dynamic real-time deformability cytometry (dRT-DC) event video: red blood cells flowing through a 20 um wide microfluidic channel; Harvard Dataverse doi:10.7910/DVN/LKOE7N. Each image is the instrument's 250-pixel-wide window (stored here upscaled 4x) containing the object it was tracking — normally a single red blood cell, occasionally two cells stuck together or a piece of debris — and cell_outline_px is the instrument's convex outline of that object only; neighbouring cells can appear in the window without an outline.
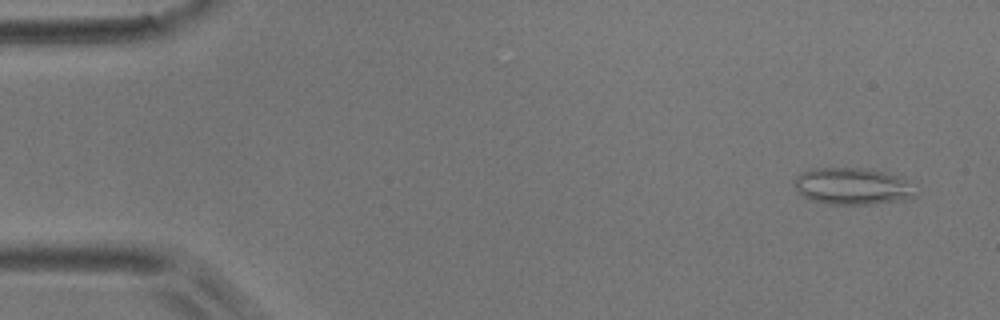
{"species": "common noctule bat (a hibernating species)", "species_latin": "Nyctalus noctula", "temperature_condition": "room temperature", "stored_images_in_passage": 53, "camera_frame_rate_fps": 3000, "um_per_image_px": 0.085, "animal": {"sex": "male", "body_mass_g": 17.9}, "frame": {"image": 1, "passage_image": 2, "time_ms": 0.333, "image_size_px": [1000, 320], "cell_outline_px": [[920, 192], [916, 196], [904, 200], [872, 204], [828, 204], [812, 200], [804, 196], [796, 188], [796, 176], [800, 172], [808, 168], [868, 168], [884, 172], [896, 176], [904, 180]], "centroid_in_image_um": [72.48, 15.83], "position_along_channel_um": 12.5, "area_um2": 26.01}}
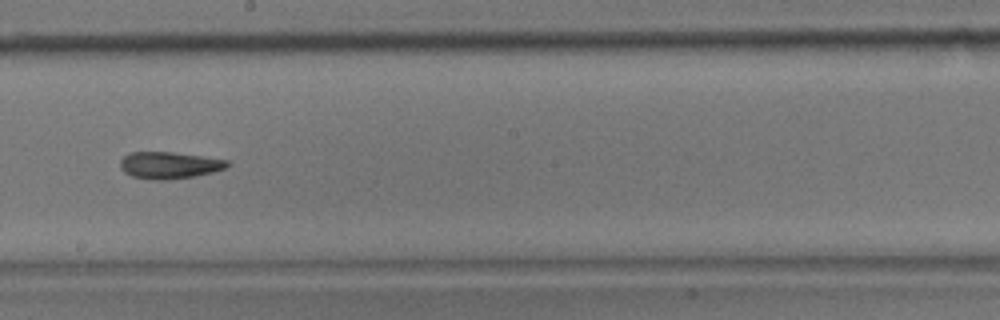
{"frame": {"image": 2, "passage_image": 29, "time_ms": 9.333, "image_size_px": [1000, 320], "cell_outline_px": [[232, 164], [224, 168], [212, 172], [196, 176], [168, 180], [152, 180], [132, 176], [124, 172], [120, 168], [120, 160], [124, 156], [132, 152], [172, 152], [228, 160]], "centroid_in_image_um": [14.38, 14.05], "position_along_channel_um": 233.8, "area_um2": 16.76}}
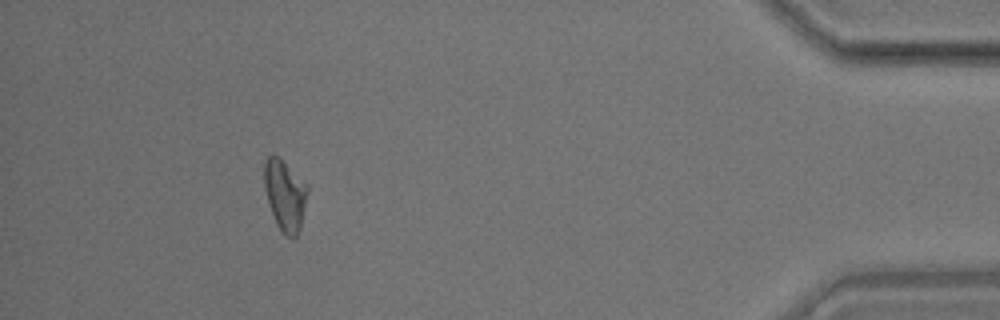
{"frame": {"image": 3, "passage_image": 48, "time_ms": 15.667, "image_size_px": [1000, 320], "cell_outline_px": [[308, 192], [300, 228], [296, 236], [288, 236], [276, 224], [264, 188], [264, 160], [272, 152], [280, 156], [308, 184]], "centroid_in_image_um": [24.22, 16.48], "position_along_channel_um": 411.0, "area_um2": 17.98}, "authors_computed_cell_mechanics": {"area_um2": 17.6868, "velocity_mm_per_s": 3.7105, "shape_relaxation_time_tau1_ms": null, "shape_relaxation_time_tau2_ms": 5.361, "deformation_change_tau1": null, "deformation_change_tau2": 0.1448}}